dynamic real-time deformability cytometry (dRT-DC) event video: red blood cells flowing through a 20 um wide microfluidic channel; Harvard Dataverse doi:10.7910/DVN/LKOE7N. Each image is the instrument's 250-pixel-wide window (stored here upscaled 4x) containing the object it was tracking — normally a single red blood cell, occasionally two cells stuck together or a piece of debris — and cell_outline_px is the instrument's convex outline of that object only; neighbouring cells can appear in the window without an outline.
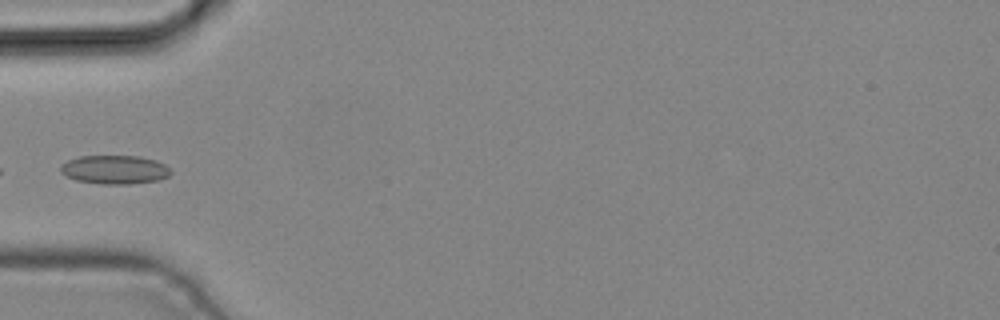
{"species": "common noctule bat (a hibernating species)", "species_latin": "Nyctalus noctula", "temperature_condition": "cold", "stored_images_in_passage": 1, "camera_frame_rate_fps": 3000, "um_per_image_px": 0.085, "animal": {"sex": "male", "body_mass_g": 19.2, "forearm_length_mm": 51.8}, "frame": {"image": 1, "passage_image": 1, "time_ms": 0.0, "image_size_px": [1000, 320], "cell_outline_px": [[172, 172], [168, 176], [160, 180], [128, 184], [104, 184], [76, 180], [60, 172], [60, 164], [68, 160], [80, 156], [140, 156], [156, 160], [164, 164]], "centroid_in_image_um": [9.75, 14.41], "position_along_channel_um": 75.2, "area_um2": 18.44}}